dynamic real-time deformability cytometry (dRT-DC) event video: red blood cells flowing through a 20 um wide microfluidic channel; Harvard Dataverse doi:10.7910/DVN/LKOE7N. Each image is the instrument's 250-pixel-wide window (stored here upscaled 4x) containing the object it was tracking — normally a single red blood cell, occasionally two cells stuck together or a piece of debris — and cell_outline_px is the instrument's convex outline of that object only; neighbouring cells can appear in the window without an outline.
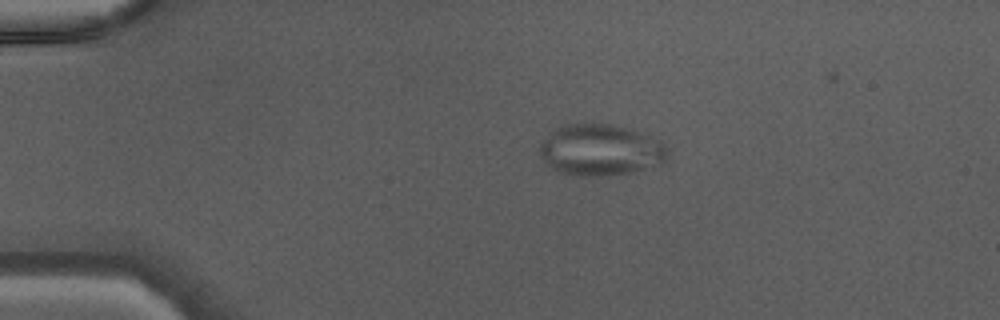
{"species": "Egyptian fruit bat (a non-hibernating species)", "species_latin": "Rousettus aegyptiacus", "temperature_condition": "warm", "stored_images_in_passage": 37, "camera_frame_rate_fps": 3000, "um_per_image_px": 0.085, "animal": {"sex": "male"}, "frame": {"image": 1, "passage_image": 1, "time_ms": 0.0, "image_size_px": [1000, 320], "cell_outline_px": [[664, 160], [628, 172], [600, 176], [576, 176], [556, 172], [544, 164], [540, 152], [540, 144], [548, 132], [556, 128], [568, 124], [608, 124], [628, 128], [640, 132], [660, 140], [664, 144]], "centroid_in_image_um": [50.9, 12.74], "position_along_channel_um": 34.1, "area_um2": 37.69}}
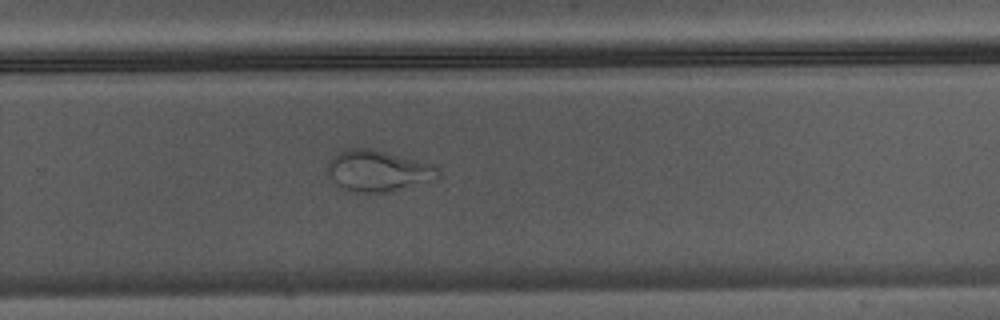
{"frame": {"image": 2, "passage_image": 22, "time_ms": 7.0, "image_size_px": [1000, 320], "cell_outline_px": [[440, 176], [436, 180], [392, 192], [348, 192], [340, 188], [328, 176], [328, 160], [336, 152], [344, 148], [368, 148], [432, 164], [440, 168]], "centroid_in_image_um": [32.11, 14.54], "position_along_channel_um": 297.7, "area_um2": 26.99}}
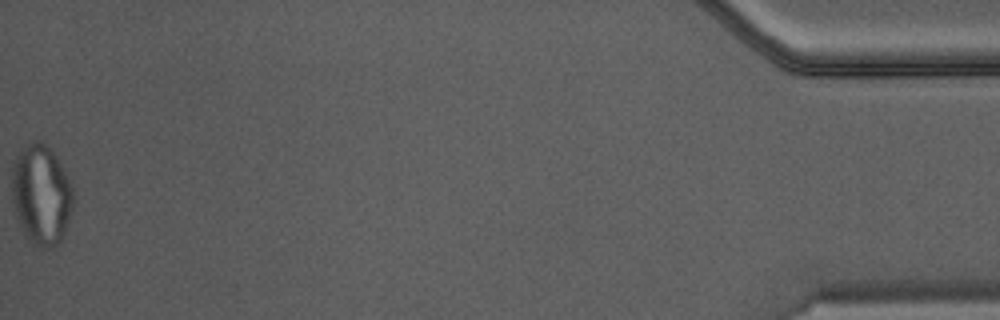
{"frame": {"image": 3, "passage_image": 37, "time_ms": 12.0, "image_size_px": [1000, 320], "cell_outline_px": [[72, 208], [64, 236], [60, 244], [56, 248], [40, 248], [28, 236], [20, 224], [12, 200], [12, 160], [32, 140], [40, 140], [56, 156], [64, 168], [72, 188]], "centroid_in_image_um": [3.52, 16.55], "position_along_channel_um": 431.7, "area_um2": 35.55}}